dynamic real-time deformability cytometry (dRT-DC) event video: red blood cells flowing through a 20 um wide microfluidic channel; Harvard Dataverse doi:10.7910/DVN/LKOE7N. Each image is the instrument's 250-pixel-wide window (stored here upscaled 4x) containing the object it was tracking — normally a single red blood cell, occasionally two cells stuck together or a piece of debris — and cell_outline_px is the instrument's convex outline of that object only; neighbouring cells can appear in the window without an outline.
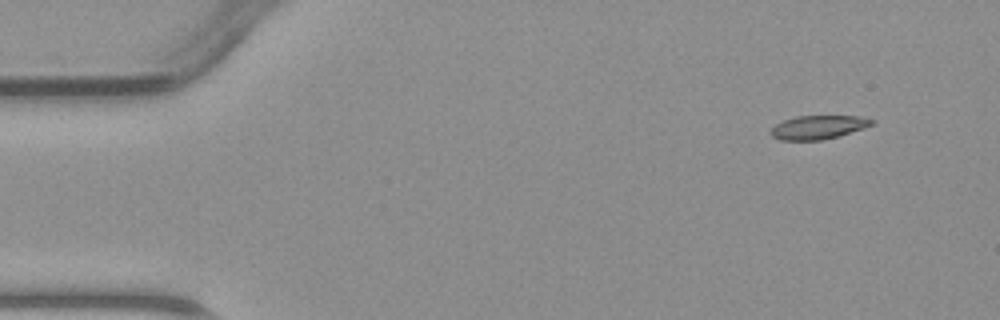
{"species": "common noctule bat (a hibernating species)", "species_latin": "Nyctalus noctula", "temperature_condition": "warm", "stored_images_in_passage": 44, "camera_frame_rate_fps": 3000, "um_per_image_px": 0.085, "animal": {"sex": "male", "body_mass_g": 23.1, "forearm_length_mm": 52.7}, "frame": {"image": 1, "passage_image": 1, "time_ms": 0.0, "image_size_px": [1000, 320], "cell_outline_px": [[876, 120], [872, 124], [864, 128], [836, 136], [820, 140], [780, 140], [772, 136], [772, 128], [776, 124], [784, 120], [796, 116], [860, 116]], "centroid_in_image_um": [69.56, 10.8], "position_along_channel_um": 15.4, "area_um2": 13.7}}
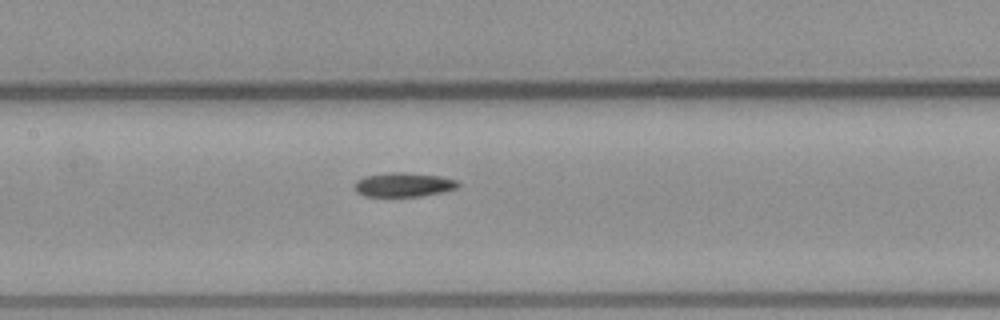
{"frame": {"image": 2, "passage_image": 19, "time_ms": 6.0, "image_size_px": [1000, 320], "cell_outline_px": [[460, 184], [456, 188], [444, 192], [420, 196], [364, 196], [356, 192], [356, 180], [364, 176], [392, 172], [404, 172], [440, 176], [456, 180]], "centroid_in_image_um": [34.31, 15.7], "position_along_channel_um": 173.1, "area_um2": 14.51}}
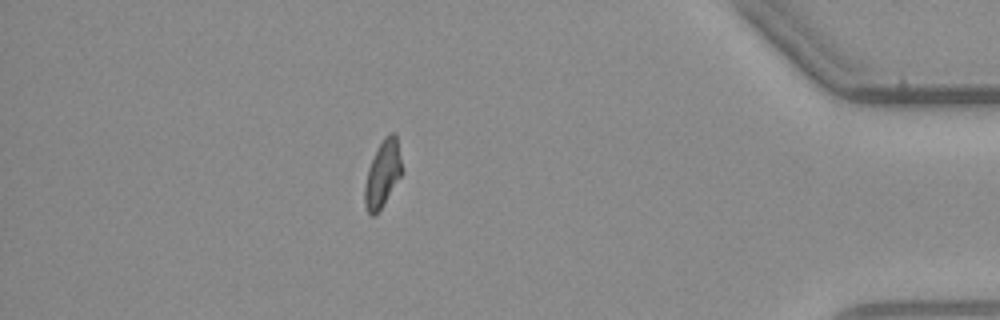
{"frame": {"image": 3, "passage_image": 38, "time_ms": 12.333, "image_size_px": [1000, 320], "cell_outline_px": [[404, 172], [380, 208], [372, 216], [368, 212], [364, 204], [364, 184], [368, 168], [384, 136], [392, 132], [396, 136], [404, 168]], "centroid_in_image_um": [32.54, 14.76], "position_along_channel_um": 402.7, "area_um2": 14.33}}